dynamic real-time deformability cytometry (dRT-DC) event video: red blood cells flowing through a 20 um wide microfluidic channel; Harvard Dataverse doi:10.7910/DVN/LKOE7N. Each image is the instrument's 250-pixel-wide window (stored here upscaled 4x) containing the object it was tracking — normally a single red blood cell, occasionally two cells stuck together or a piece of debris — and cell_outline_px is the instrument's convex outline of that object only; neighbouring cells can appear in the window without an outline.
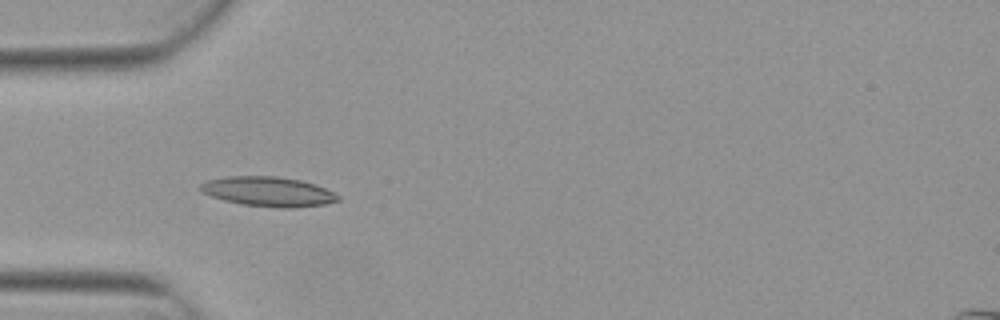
{"species": "Egyptian fruit bat (a non-hibernating species)", "species_latin": "Rousettus aegyptiacus", "temperature_condition": "warm", "stored_images_in_passage": 6, "camera_frame_rate_fps": 3000, "um_per_image_px": 0.085, "animal": {"sex": "female"}, "frame": {"image": 1, "passage_image": 5, "time_ms": 1.333, "image_size_px": [1000, 320], "cell_outline_px": [[340, 200], [324, 204], [292, 208], [280, 208], [240, 204], [224, 200], [212, 196], [204, 192], [200, 188], [200, 184], [208, 180], [224, 176], [276, 176], [300, 180], [316, 184], [340, 196]], "centroid_in_image_um": [22.81, 16.28], "position_along_channel_um": 62.2, "area_um2": 23.7}}
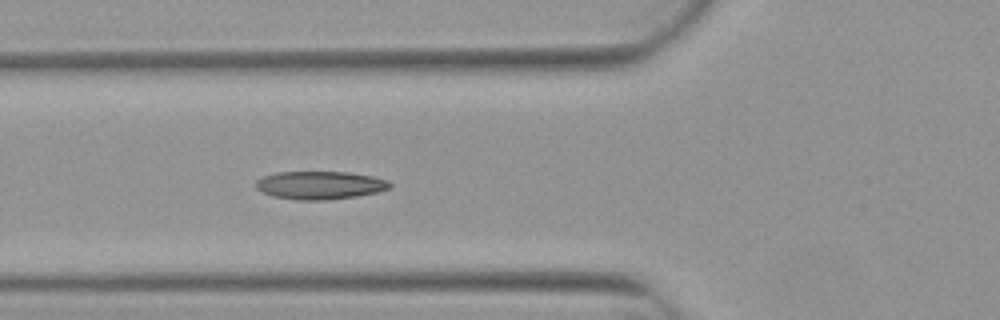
{"frame": {"image": 2, "passage_image": 6, "time_ms": 1.667, "image_size_px": [1000, 320], "cell_outline_px": [[392, 188], [376, 192], [356, 196], [324, 200], [296, 200], [272, 196], [260, 192], [256, 188], [256, 180], [264, 176], [276, 172], [348, 172], [372, 176], [388, 180], [392, 184]], "centroid_in_image_um": [27.18, 15.74], "position_along_channel_um": 98.6, "area_um2": 22.02}}